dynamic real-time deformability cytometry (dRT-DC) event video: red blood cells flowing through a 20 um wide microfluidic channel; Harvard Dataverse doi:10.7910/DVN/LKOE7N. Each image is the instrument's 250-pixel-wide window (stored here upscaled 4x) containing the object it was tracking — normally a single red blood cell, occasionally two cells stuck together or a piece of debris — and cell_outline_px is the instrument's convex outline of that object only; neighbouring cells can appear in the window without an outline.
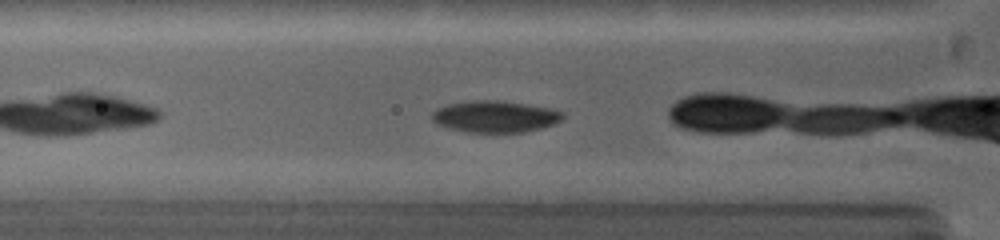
{"species": "common noctule bat (a hibernating species)", "species_latin": "Nyctalus noctula", "temperature_condition": "warm", "stored_images_in_passage": 8, "camera_frame_rate_fps": 5000, "um_per_image_px": 0.085, "animal": {"sex": "female", "body_mass_g": 19.0, "forearm_length_mm": 53.3}, "frame": {"image": 1, "passage_image": 3, "time_ms": 0.6, "image_size_px": [1000, 240], "cell_outline_px": [[564, 116], [556, 124], [524, 132], [464, 132], [448, 128], [436, 124], [432, 120], [432, 112], [436, 108], [448, 104], [468, 100], [504, 100], [528, 104], [548, 108], [564, 112]], "centroid_in_image_um": [42.05, 9.9], "position_along_channel_um": 83.7, "area_um2": 24.39}}
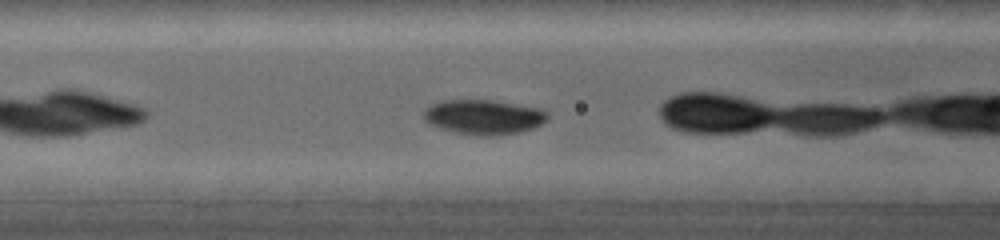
{"frame": {"image": 2, "passage_image": 5, "time_ms": 1.6, "image_size_px": [1000, 240], "cell_outline_px": [[548, 120], [532, 128], [520, 132], [496, 136], [480, 136], [456, 132], [440, 128], [428, 124], [424, 120], [424, 108], [440, 100], [492, 100], [544, 108], [548, 112]], "centroid_in_image_um": [41.13, 9.94], "position_along_channel_um": 125.5, "area_um2": 25.43}}